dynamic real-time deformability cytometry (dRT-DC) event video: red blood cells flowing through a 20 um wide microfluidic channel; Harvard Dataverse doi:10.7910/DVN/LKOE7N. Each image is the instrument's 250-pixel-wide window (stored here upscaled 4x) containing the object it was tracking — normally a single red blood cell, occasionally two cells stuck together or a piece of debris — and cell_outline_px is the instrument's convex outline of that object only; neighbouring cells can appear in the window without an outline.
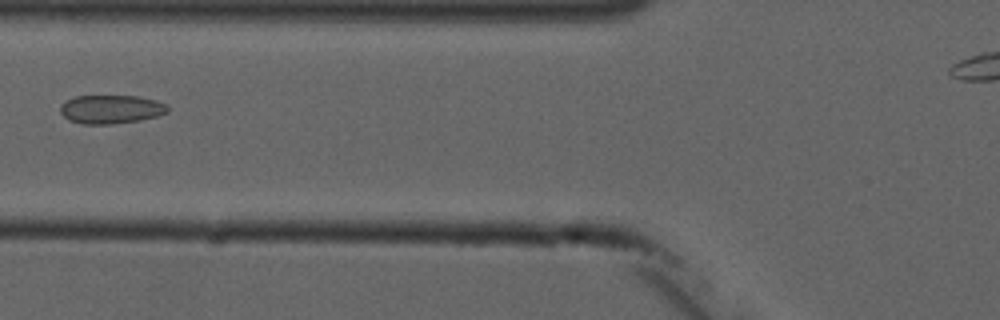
{"species": "common noctule bat (a hibernating species)", "species_latin": "Nyctalus noctula", "temperature_condition": "cold", "stored_images_in_passage": 6, "camera_frame_rate_fps": 3000, "um_per_image_px": 0.085, "animal": {"sex": "male", "forearm_length_mm": 52.5}, "frame": {"image": 1, "passage_image": 6, "time_ms": 6.0, "image_size_px": [1000, 320], "cell_outline_px": [[168, 112], [156, 116], [140, 120], [112, 124], [84, 124], [68, 120], [60, 112], [60, 104], [76, 96], [140, 96], [156, 100], [168, 104]], "centroid_in_image_um": [9.45, 9.28], "position_along_channel_um": 116.4, "area_um2": 17.98}}